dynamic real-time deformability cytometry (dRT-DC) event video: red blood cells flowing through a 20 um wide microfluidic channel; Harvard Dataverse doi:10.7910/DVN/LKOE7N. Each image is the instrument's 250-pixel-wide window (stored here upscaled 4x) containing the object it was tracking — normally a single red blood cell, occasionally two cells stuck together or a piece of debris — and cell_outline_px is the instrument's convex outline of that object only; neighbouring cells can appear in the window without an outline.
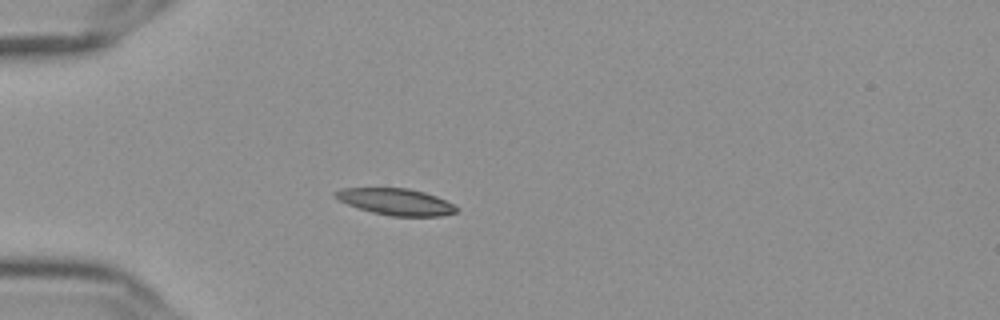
{"species": "Egyptian fruit bat (a non-hibernating species)", "species_latin": "Rousettus aegyptiacus", "temperature_condition": "cold", "stored_images_in_passage": 41, "camera_frame_rate_fps": 3000, "um_per_image_px": 0.085, "frame": {"image": 1, "passage_image": 1, "time_ms": 0.0, "image_size_px": [1000, 320], "cell_outline_px": [[460, 208], [456, 212], [440, 216], [392, 216], [372, 212], [348, 204], [332, 196], [332, 192], [340, 188], [408, 188], [424, 192], [436, 196]], "centroid_in_image_um": [33.63, 17.14], "position_along_channel_um": 51.4, "area_um2": 18.67}}
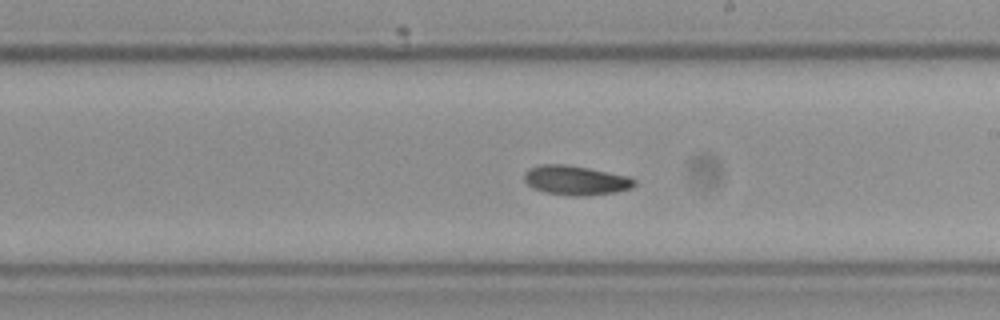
{"frame": {"image": 2, "passage_image": 18, "time_ms": 5.667, "image_size_px": [1000, 320], "cell_outline_px": [[636, 184], [632, 188], [616, 192], [588, 196], [568, 196], [544, 192], [532, 188], [524, 180], [524, 172], [528, 168], [540, 164], [568, 164], [628, 176], [636, 180]], "centroid_in_image_um": [48.92, 15.33], "position_along_channel_um": 240.1, "area_um2": 19.19}}
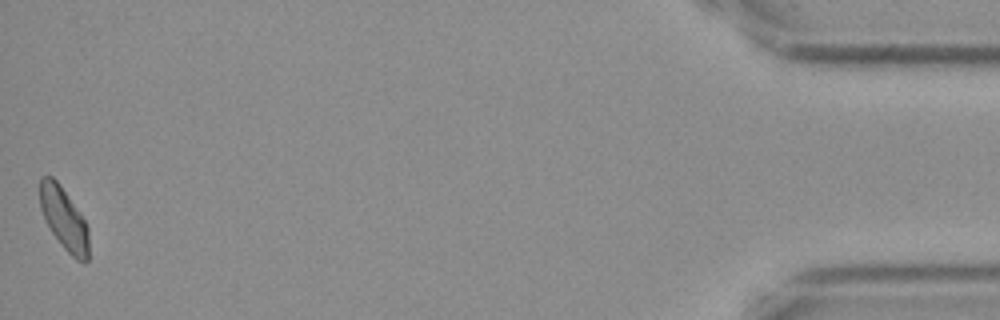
{"frame": {"image": 3, "passage_image": 41, "time_ms": 13.333, "image_size_px": [1000, 320], "cell_outline_px": [[88, 260], [84, 264], [76, 260], [64, 248], [52, 232], [44, 220], [40, 208], [40, 176], [52, 176], [60, 184], [84, 220], [88, 228]], "centroid_in_image_um": [5.42, 18.6], "position_along_channel_um": 429.8, "area_um2": 17.63}, "authors_computed_cell_mechanics": {"area_um2": 18.6694, "velocity_mm_per_s": 3.6074, "shape_relaxation_time_tau1_ms": 5.7, "shape_relaxation_time_tau2_ms": 8.3287, "deformation_change_tau1": 0.1176, "deformation_change_tau2": 0.1489}}